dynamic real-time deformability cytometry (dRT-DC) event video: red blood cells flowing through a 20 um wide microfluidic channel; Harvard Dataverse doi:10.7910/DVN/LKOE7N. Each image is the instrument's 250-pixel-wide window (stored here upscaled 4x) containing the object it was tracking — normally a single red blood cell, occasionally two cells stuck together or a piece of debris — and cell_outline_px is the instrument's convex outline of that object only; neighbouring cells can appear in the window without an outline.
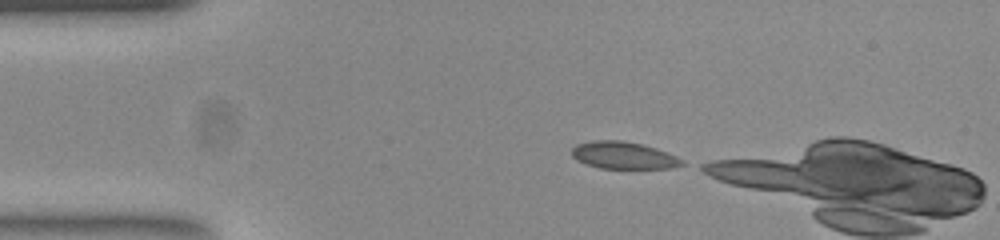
{"species": "common noctule bat (a hibernating species)", "species_latin": "Nyctalus noctula", "temperature_condition": "room temperature", "stored_images_in_passage": 4, "camera_frame_rate_fps": 3000, "um_per_image_px": 0.085, "animal": {"sex": "female", "body_mass_g": 23.0, "forearm_length_mm": 53.4}, "frame": {"image": 1, "passage_image": 1, "time_ms": 0.0, "image_size_px": [1000, 240], "cell_outline_px": [[684, 164], [672, 168], [600, 168], [584, 164], [576, 160], [572, 156], [572, 148], [576, 144], [592, 140], [624, 140], [644, 144], [668, 152], [684, 160]], "centroid_in_image_um": [52.99, 13.19], "position_along_channel_um": 32.0, "area_um2": 17.69}}